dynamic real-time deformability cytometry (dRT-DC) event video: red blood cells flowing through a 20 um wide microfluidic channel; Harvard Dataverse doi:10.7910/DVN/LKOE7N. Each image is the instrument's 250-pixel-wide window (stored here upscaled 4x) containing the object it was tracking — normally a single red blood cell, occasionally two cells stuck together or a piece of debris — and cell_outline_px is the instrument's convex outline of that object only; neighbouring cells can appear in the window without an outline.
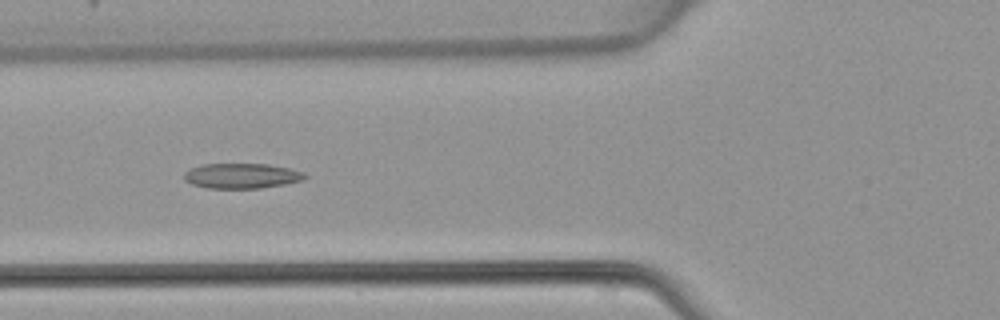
{"species": "common noctule bat (a hibernating species)", "species_latin": "Nyctalus noctula", "temperature_condition": "warm", "stored_images_in_passage": 39, "camera_frame_rate_fps": 3000, "um_per_image_px": 0.085, "animal": {"sex": "female", "body_mass_g": 22.7, "forearm_length_mm": 54.2}, "frame": {"image": 1, "passage_image": 10, "time_ms": 3.0, "image_size_px": [1000, 320], "cell_outline_px": [[308, 176], [304, 180], [284, 184], [260, 188], [208, 188], [192, 184], [184, 180], [184, 172], [188, 168], [200, 164], [268, 164], [288, 168], [304, 172]], "centroid_in_image_um": [20.52, 14.94], "position_along_channel_um": 105.3, "area_um2": 17.8}}
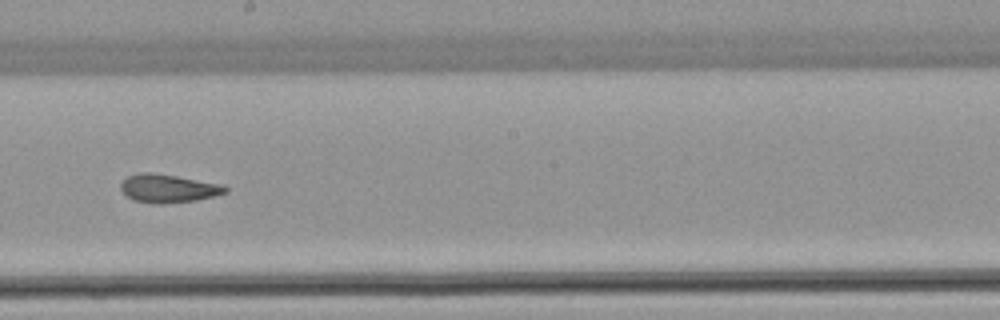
{"frame": {"image": 2, "passage_image": 19, "time_ms": 6.0, "image_size_px": [1000, 320], "cell_outline_px": [[228, 192], [216, 196], [196, 200], [160, 204], [156, 204], [136, 200], [128, 196], [120, 188], [120, 184], [128, 176], [140, 172], [152, 172], [224, 184], [228, 188]], "centroid_in_image_um": [14.35, 16.01], "position_along_channel_um": 233.8, "area_um2": 17.22}}
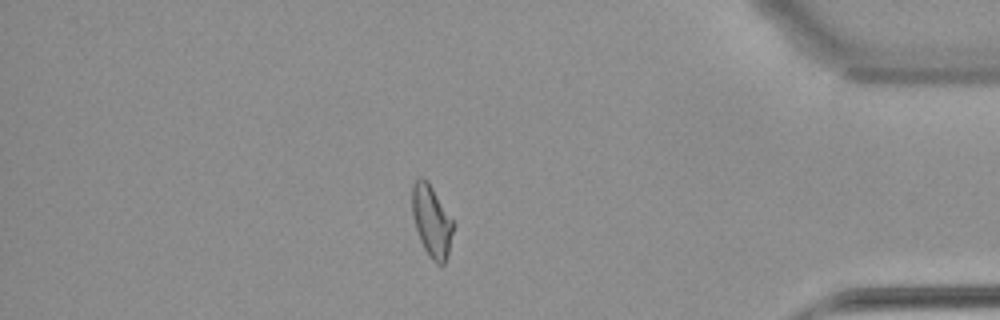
{"frame": {"image": 3, "passage_image": 33, "time_ms": 10.667, "image_size_px": [1000, 320], "cell_outline_px": [[452, 232], [448, 256], [444, 264], [436, 264], [428, 256], [420, 240], [416, 228], [412, 212], [412, 184], [420, 176], [428, 180], [452, 220]], "centroid_in_image_um": [36.66, 18.79], "position_along_channel_um": 398.5, "area_um2": 16.94}}